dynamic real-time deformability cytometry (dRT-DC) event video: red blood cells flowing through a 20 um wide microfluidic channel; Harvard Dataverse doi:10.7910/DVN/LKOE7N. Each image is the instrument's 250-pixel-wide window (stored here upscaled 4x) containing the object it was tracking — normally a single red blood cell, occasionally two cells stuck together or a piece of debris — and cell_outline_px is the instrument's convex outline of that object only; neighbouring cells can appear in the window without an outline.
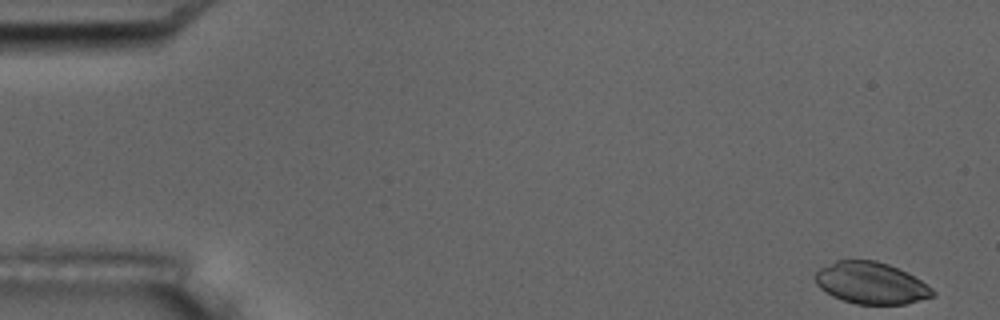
{"species": "common noctule bat (a hibernating species)", "species_latin": "Nyctalus noctula", "temperature_condition": "room temperature", "stored_images_in_passage": 5, "camera_frame_rate_fps": 3000, "um_per_image_px": 0.085, "animal": {"sex": "male", "body_mass_g": 17.5, "forearm_length_mm": 52.3}, "frame": {"image": 1, "passage_image": 1, "time_ms": 0.0, "image_size_px": [1000, 320], "cell_outline_px": [[936, 296], [904, 304], [856, 304], [832, 296], [820, 288], [816, 284], [812, 276], [820, 268], [836, 260], [876, 260], [888, 264], [920, 280], [932, 288], [936, 292]], "centroid_in_image_um": [74.01, 24.06], "position_along_channel_um": 11.0, "area_um2": 28.5}}
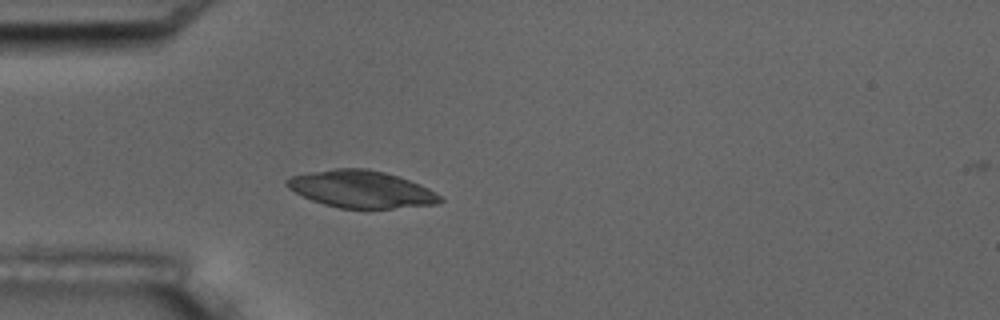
{"frame": {"image": 2, "passage_image": 5, "time_ms": 4.667, "image_size_px": [1000, 320], "cell_outline_px": [[444, 200], [436, 204], [392, 208], [340, 208], [324, 204], [312, 200], [288, 188], [284, 184], [284, 180], [292, 176], [308, 172], [336, 168], [368, 168], [384, 172], [420, 184], [428, 188], [440, 196]], "centroid_in_image_um": [30.68, 16.07], "position_along_channel_um": 54.3, "area_um2": 32.95}}